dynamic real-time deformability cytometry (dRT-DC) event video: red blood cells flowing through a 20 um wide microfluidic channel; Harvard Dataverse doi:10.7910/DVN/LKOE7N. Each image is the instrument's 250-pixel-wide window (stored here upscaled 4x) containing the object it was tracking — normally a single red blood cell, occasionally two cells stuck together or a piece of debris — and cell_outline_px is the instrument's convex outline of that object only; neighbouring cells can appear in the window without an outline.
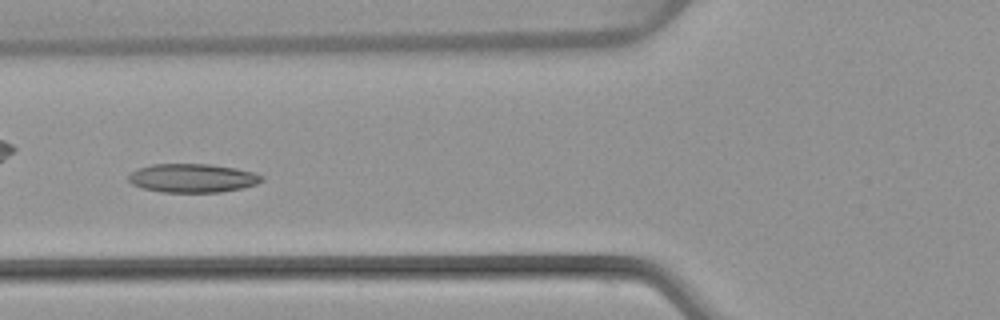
{"species": "common noctule bat (a hibernating species)", "species_latin": "Nyctalus noctula", "temperature_condition": "warm", "stored_images_in_passage": 8, "camera_frame_rate_fps": 3000, "um_per_image_px": 0.085, "animal": {"sex": "female", "body_mass_g": 22.7, "forearm_length_mm": 54.2}, "frame": {"image": 1, "passage_image": 6, "time_ms": 7.0, "image_size_px": [1000, 320], "cell_outline_px": [[264, 180], [256, 184], [240, 188], [220, 192], [160, 192], [144, 188], [132, 184], [128, 180], [128, 176], [132, 172], [140, 168], [152, 164], [208, 164], [236, 168], [256, 172], [264, 176]], "centroid_in_image_um": [16.4, 15.13], "position_along_channel_um": 109.4, "area_um2": 22.25}}
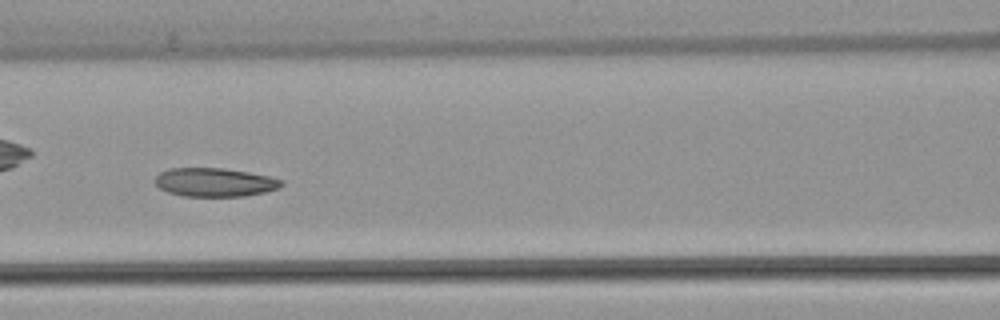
{"frame": {"image": 2, "passage_image": 7, "time_ms": 8.0, "image_size_px": [1000, 320], "cell_outline_px": [[284, 184], [280, 188], [264, 192], [244, 196], [184, 196], [168, 192], [160, 188], [152, 180], [160, 172], [168, 168], [224, 168], [248, 172], [268, 176], [284, 180]], "centroid_in_image_um": [18.25, 15.49], "position_along_channel_um": 148.4, "area_um2": 21.21}}
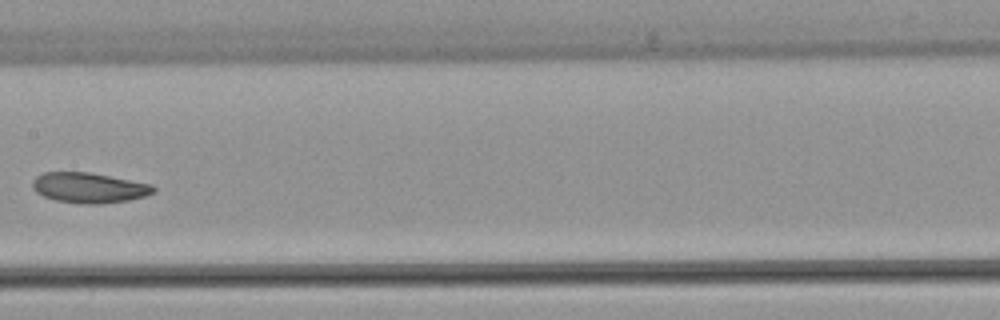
{"frame": {"image": 3, "passage_image": 8, "time_ms": 9.333, "image_size_px": [1000, 320], "cell_outline_px": [[156, 188], [152, 192], [144, 196], [128, 200], [100, 204], [80, 204], [56, 200], [44, 196], [36, 192], [32, 188], [32, 180], [36, 176], [44, 172], [88, 172], [152, 184]], "centroid_in_image_um": [7.53, 15.96], "position_along_channel_um": 199.9, "area_um2": 21.27}}